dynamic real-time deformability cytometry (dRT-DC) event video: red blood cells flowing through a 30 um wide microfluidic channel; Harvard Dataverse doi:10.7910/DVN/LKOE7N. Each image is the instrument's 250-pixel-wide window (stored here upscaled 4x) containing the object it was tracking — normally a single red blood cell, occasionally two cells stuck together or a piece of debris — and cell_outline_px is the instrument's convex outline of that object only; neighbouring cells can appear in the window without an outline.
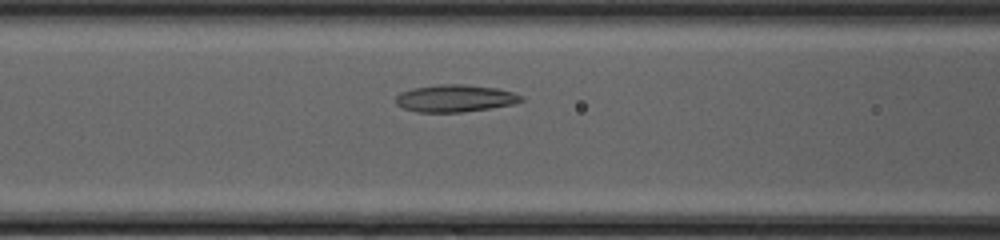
{"species": "common noctule bat (a hibernating species)", "species_latin": "Nyctalus noctula", "temperature_condition": "cold", "stored_images_in_passage": 39, "camera_frame_rate_fps": 3000, "um_per_image_px": 0.085, "animal": {"sex": "female", "body_mass_g": 20.0, "forearm_length_mm": 54.0}, "frame": {"image": 1, "passage_image": 11, "time_ms": 3.333, "image_size_px": [1000, 240], "cell_outline_px": [[524, 100], [516, 104], [460, 112], [416, 112], [404, 108], [396, 104], [396, 96], [400, 92], [412, 88], [440, 84], [464, 84], [496, 88], [512, 92], [524, 96]], "centroid_in_image_um": [38.69, 8.35], "position_along_channel_um": 127.9, "area_um2": 19.94}}
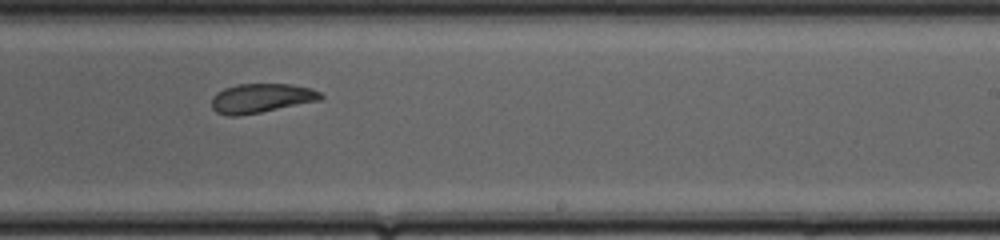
{"frame": {"image": 2, "passage_image": 21, "time_ms": 6.667, "image_size_px": [1000, 240], "cell_outline_px": [[324, 96], [320, 100], [240, 116], [228, 116], [216, 112], [212, 108], [212, 96], [216, 92], [224, 88], [236, 84], [292, 84], [312, 88], [320, 92]], "centroid_in_image_um": [22.18, 8.34], "position_along_channel_um": 266.8, "area_um2": 18.67}}
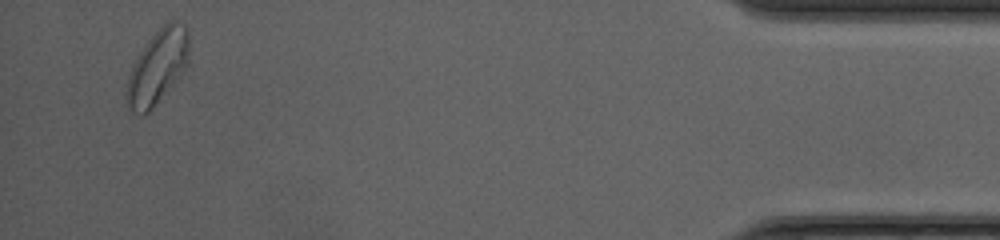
{"frame": {"image": 3, "passage_image": 37, "time_ms": 12.0, "image_size_px": [1000, 240], "cell_outline_px": [[188, 60], [184, 72], [152, 108], [144, 116], [132, 112], [128, 108], [124, 96], [124, 92], [128, 76], [140, 52], [148, 40], [168, 20], [176, 20], [184, 24], [188, 32]], "centroid_in_image_um": [13.37, 5.72], "position_along_channel_um": 421.8, "area_um2": 26.99}, "authors_computed_cell_mechanics": {"area_um2": 20.4612, "velocity_mm_per_s": 4.1702, "shape_relaxation_time_tau1_ms": 6.7653, "shape_relaxation_time_tau2_ms": 2.2958, "deformation_change_tau1": 0.1342, "deformation_change_tau2": 0.0744}}